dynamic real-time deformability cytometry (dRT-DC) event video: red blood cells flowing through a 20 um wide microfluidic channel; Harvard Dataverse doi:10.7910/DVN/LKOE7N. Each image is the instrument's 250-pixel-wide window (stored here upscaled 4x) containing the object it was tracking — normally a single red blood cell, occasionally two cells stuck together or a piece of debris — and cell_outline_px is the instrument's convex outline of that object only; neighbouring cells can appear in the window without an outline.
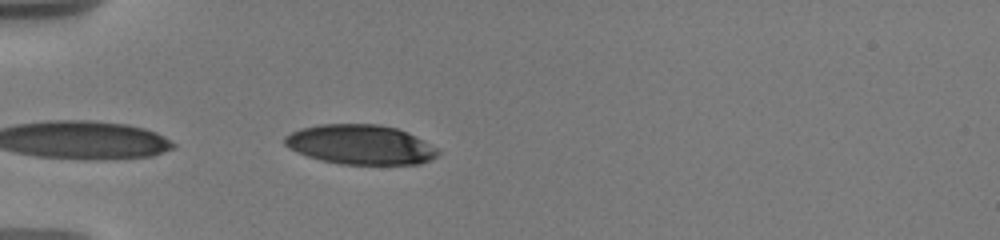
{"species": "human", "species_latin": "Homo sapiens", "temperature_condition": "warm", "stored_images_in_passage": 4, "camera_frame_rate_fps": 3000, "um_per_image_px": 0.085, "donor": {"sex": "male"}, "frame": {"image": 1, "passage_image": 2, "time_ms": 0.333, "image_size_px": [1000, 240], "cell_outline_px": [[440, 152], [436, 156], [420, 164], [340, 164], [320, 160], [296, 152], [288, 148], [284, 144], [284, 136], [300, 128], [320, 124], [380, 124], [396, 128], [408, 132], [436, 148]], "centroid_in_image_um": [30.59, 12.29], "position_along_channel_um": 54.4, "area_um2": 35.37}}